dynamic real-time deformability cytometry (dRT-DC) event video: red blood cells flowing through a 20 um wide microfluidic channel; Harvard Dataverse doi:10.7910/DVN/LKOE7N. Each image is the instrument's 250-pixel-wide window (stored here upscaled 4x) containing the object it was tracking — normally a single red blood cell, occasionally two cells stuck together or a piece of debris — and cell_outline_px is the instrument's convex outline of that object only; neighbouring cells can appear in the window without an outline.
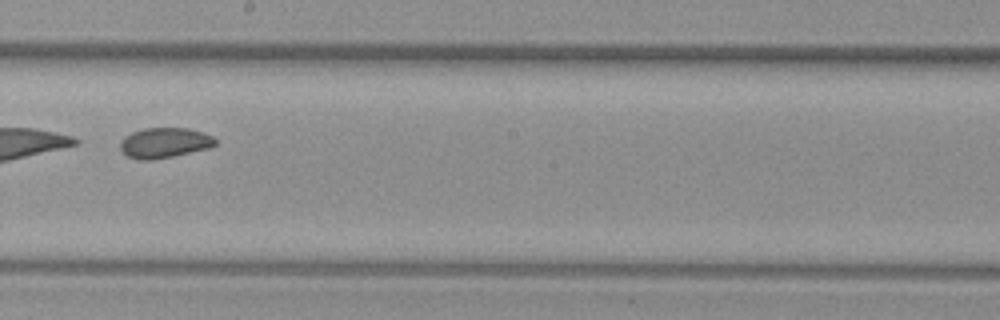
{"species": "common noctule bat (a hibernating species)", "species_latin": "Nyctalus noctula", "temperature_condition": "warm", "stored_images_in_passage": 39, "camera_frame_rate_fps": 3000, "um_per_image_px": 0.085, "animal": {"sex": "female", "body_mass_g": 29.2, "forearm_length_mm": 56.3}, "frame": {"image": 1, "passage_image": 23, "time_ms": 7.333, "image_size_px": [1000, 320], "cell_outline_px": [[216, 144], [208, 148], [172, 156], [152, 160], [140, 160], [128, 156], [120, 148], [120, 144], [124, 136], [132, 132], [144, 128], [188, 128], [204, 132], [212, 136], [216, 140]], "centroid_in_image_um": [13.98, 12.13], "position_along_channel_um": 234.2, "area_um2": 16.65}, "authors_computed_cell_mechanics": {"area_um2": 17.5712, "velocity_mm_per_s": 4.012, "shape_relaxation_time_tau1_ms": 2.6182, "shape_relaxation_time_tau2_ms": null, "deformation_change_tau1": 0.1223, "deformation_change_tau2": null}}